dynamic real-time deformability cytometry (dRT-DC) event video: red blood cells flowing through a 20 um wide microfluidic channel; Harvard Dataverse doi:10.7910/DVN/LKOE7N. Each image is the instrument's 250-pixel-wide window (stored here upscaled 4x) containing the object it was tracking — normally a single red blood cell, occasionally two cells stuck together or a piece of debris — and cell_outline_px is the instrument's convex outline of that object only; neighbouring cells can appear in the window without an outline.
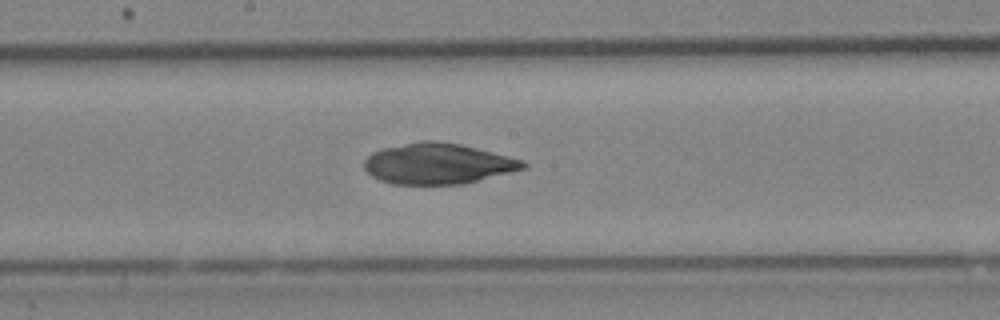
{"species": "Egyptian fruit bat (a non-hibernating species)", "species_latin": "Rousettus aegyptiacus", "temperature_condition": "cold", "stored_images_in_passage": 7, "camera_frame_rate_fps": 3000, "um_per_image_px": 0.085, "animal": {"sex": "female"}, "frame": {"image": 1, "passage_image": 7, "time_ms": 7.0, "image_size_px": [1000, 320], "cell_outline_px": [[528, 168], [464, 184], [392, 184], [380, 180], [372, 176], [364, 168], [364, 160], [372, 152], [384, 148], [420, 140], [436, 140], [460, 144], [524, 160], [528, 164]], "centroid_in_image_um": [37.24, 13.91], "position_along_channel_um": 211.0, "area_um2": 37.86}}